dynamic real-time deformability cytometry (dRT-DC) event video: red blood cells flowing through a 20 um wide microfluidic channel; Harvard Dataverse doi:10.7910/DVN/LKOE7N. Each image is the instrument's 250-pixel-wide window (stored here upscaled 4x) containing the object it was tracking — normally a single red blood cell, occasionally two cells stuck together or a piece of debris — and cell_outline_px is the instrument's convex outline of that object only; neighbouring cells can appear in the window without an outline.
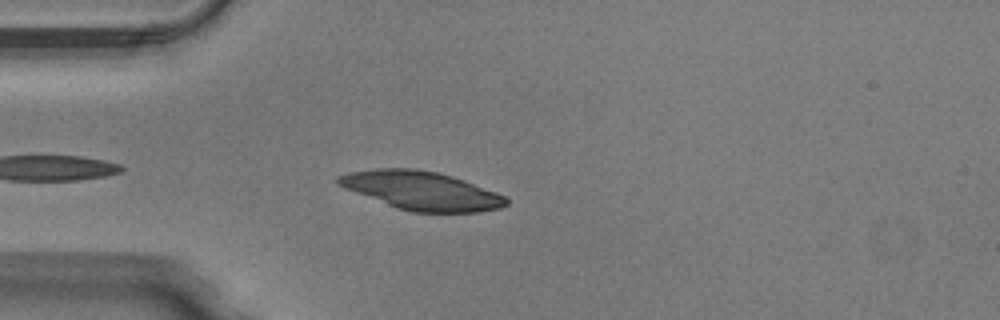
{"species": "Egyptian fruit bat (a non-hibernating species)", "species_latin": "Rousettus aegyptiacus", "temperature_condition": "warm", "stored_images_in_passage": 40, "camera_frame_rate_fps": 3000, "um_per_image_px": 0.085, "animal": {"sex": "male"}, "frame": {"image": 1, "passage_image": 4, "time_ms": 1.0, "image_size_px": [1000, 320], "cell_outline_px": [[508, 204], [500, 208], [476, 212], [412, 212], [396, 208], [344, 188], [336, 184], [336, 176], [348, 172], [376, 168], [412, 168], [436, 172], [452, 176], [464, 180], [496, 192], [504, 196], [508, 200]], "centroid_in_image_um": [35.78, 16.2], "position_along_channel_um": 49.2, "area_um2": 37.63}}